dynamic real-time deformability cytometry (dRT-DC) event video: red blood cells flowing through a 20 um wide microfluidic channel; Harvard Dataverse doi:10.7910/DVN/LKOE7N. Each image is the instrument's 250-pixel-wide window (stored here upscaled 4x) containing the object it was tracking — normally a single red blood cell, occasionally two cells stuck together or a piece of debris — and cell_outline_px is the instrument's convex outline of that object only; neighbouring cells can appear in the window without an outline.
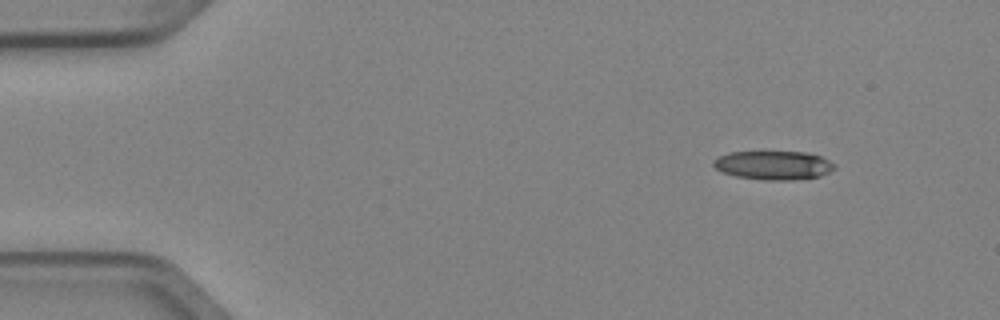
{"species": "Egyptian fruit bat (a non-hibernating species)", "species_latin": "Rousettus aegyptiacus", "temperature_condition": "cold", "stored_images_in_passage": 6, "camera_frame_rate_fps": 3000, "um_per_image_px": 0.085, "animal": {"sex": "female"}, "frame": {"image": 1, "passage_image": 1, "time_ms": 0.0, "image_size_px": [1000, 320], "cell_outline_px": [[836, 168], [820, 176], [792, 180], [764, 180], [736, 176], [724, 172], [716, 168], [712, 164], [712, 160], [728, 152], [804, 152], [820, 156], [836, 164]], "centroid_in_image_um": [65.75, 14.04], "position_along_channel_um": 19.3, "area_um2": 20.23}}
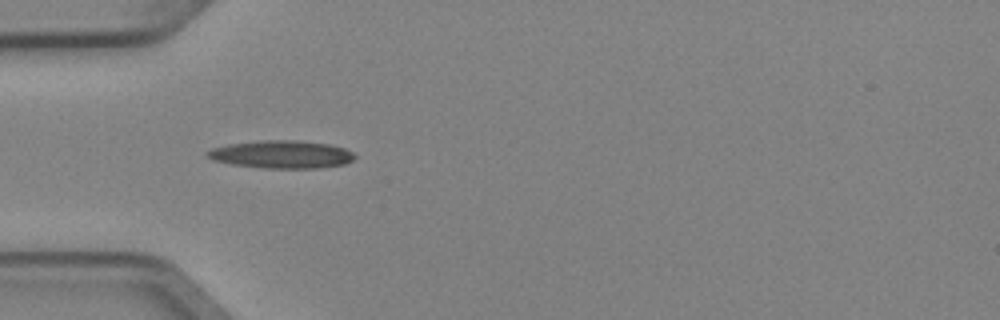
{"frame": {"image": 2, "passage_image": 4, "time_ms": 1.0, "image_size_px": [1000, 320], "cell_outline_px": [[356, 156], [352, 160], [344, 164], [320, 168], [264, 168], [232, 164], [212, 160], [204, 152], [212, 148], [228, 144], [264, 140], [296, 140], [328, 144], [344, 148], [352, 152]], "centroid_in_image_um": [23.92, 13.12], "position_along_channel_um": 61.1, "area_um2": 23.81}}
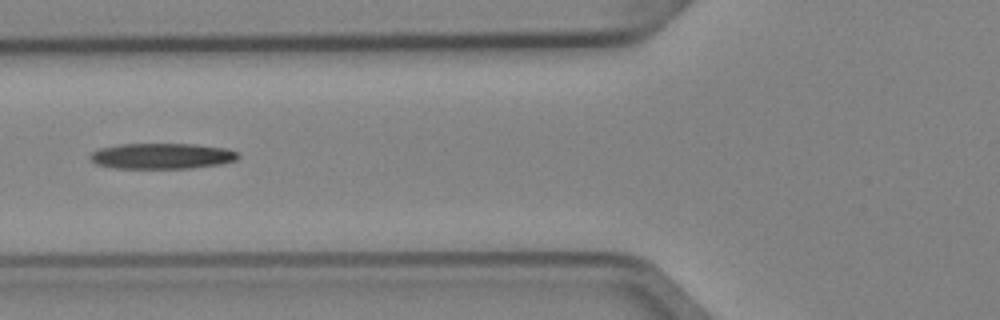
{"frame": {"image": 3, "passage_image": 5, "time_ms": 1.333, "image_size_px": [1000, 320], "cell_outline_px": [[240, 156], [236, 160], [220, 164], [192, 168], [112, 168], [96, 164], [88, 156], [92, 152], [100, 148], [120, 144], [196, 144], [224, 148], [240, 152]], "centroid_in_image_um": [13.77, 13.26], "position_along_channel_um": 112.0, "area_um2": 22.25}}